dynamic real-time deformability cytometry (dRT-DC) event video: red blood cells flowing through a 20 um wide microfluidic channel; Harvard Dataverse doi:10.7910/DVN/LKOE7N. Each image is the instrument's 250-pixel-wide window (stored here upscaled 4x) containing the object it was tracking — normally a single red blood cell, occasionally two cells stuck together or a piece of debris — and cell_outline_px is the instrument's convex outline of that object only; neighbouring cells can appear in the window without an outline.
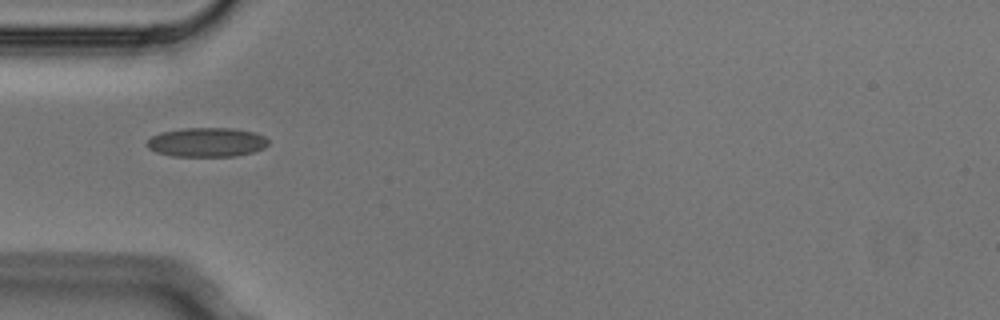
{"species": "Egyptian fruit bat (a non-hibernating species)", "species_latin": "Rousettus aegyptiacus", "temperature_condition": "cold", "stored_images_in_passage": 3, "camera_frame_rate_fps": 3000, "um_per_image_px": 0.085, "animal": {"sex": "male"}, "frame": {"image": 1, "passage_image": 3, "time_ms": 0.667, "image_size_px": [1000, 320], "cell_outline_px": [[268, 144], [264, 148], [252, 152], [236, 156], [172, 156], [156, 152], [148, 148], [144, 144], [152, 136], [160, 132], [184, 128], [232, 128], [256, 132], [264, 136], [268, 140]], "centroid_in_image_um": [17.56, 12.09], "position_along_channel_um": 67.4, "area_um2": 20.81}}